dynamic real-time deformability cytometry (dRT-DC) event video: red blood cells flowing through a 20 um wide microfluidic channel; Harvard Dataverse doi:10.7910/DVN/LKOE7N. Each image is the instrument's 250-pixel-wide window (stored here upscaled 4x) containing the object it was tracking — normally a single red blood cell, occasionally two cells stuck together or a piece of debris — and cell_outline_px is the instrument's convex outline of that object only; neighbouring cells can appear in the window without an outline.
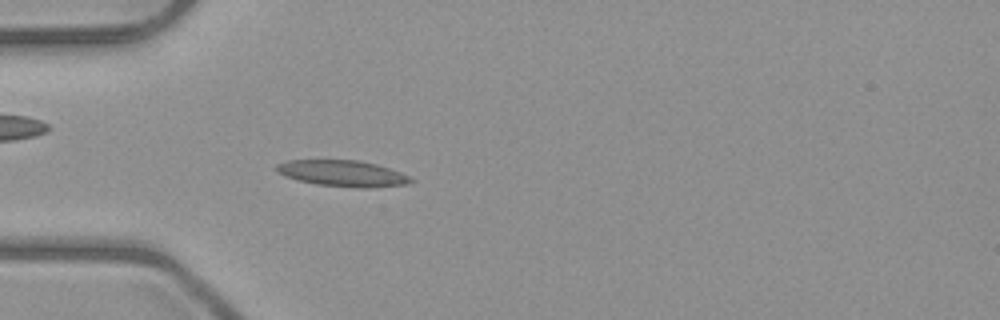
{"species": "common noctule bat (a hibernating species)", "species_latin": "Nyctalus noctula", "temperature_condition": "room temperature", "stored_images_in_passage": 5, "camera_frame_rate_fps": 3000, "um_per_image_px": 0.085, "animal": {"sex": "male", "body_mass_g": 23.1, "forearm_length_mm": 52.7}, "frame": {"image": 1, "passage_image": 5, "time_ms": 4.667, "image_size_px": [1000, 320], "cell_outline_px": [[416, 180], [408, 184], [368, 188], [360, 188], [316, 184], [300, 180], [288, 176], [280, 172], [276, 168], [276, 164], [288, 160], [360, 160], [376, 164], [400, 172]], "centroid_in_image_um": [29.18, 14.73], "position_along_channel_um": 55.8, "area_um2": 20.23}}